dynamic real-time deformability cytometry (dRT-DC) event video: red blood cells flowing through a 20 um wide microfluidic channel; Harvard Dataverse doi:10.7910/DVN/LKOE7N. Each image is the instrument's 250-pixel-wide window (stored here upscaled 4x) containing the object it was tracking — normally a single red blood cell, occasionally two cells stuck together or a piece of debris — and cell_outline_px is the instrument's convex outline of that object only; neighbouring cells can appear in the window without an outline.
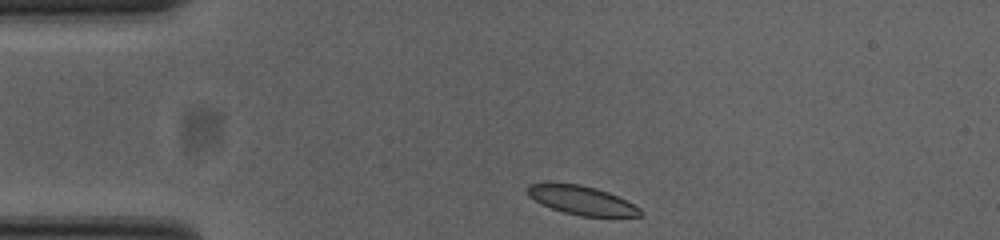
{"species": "common noctule bat (a hibernating species)", "species_latin": "Nyctalus noctula", "temperature_condition": "cold", "stored_images_in_passage": 34, "camera_frame_rate_fps": 3000, "um_per_image_px": 0.085, "animal": {"sex": "female", "body_mass_g": 23.0, "forearm_length_mm": 53.4}, "frame": {"image": 1, "passage_image": 1, "time_ms": 0.0, "image_size_px": [1000, 240], "cell_outline_px": [[644, 216], [580, 216], [564, 212], [552, 208], [528, 196], [528, 184], [580, 184], [596, 188], [608, 192], [640, 208], [644, 212]], "centroid_in_image_um": [49.5, 17.04], "position_along_channel_um": 35.5, "area_um2": 18.44}}
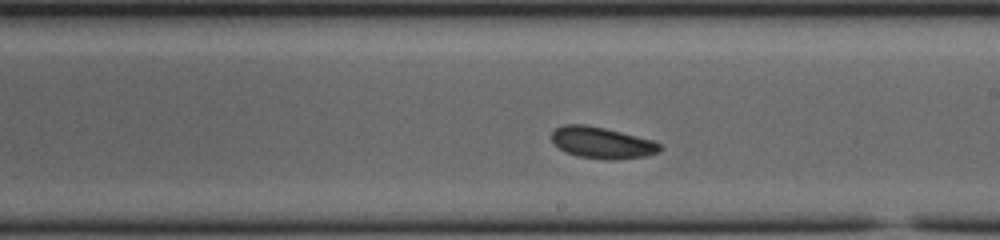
{"frame": {"image": 2, "passage_image": 20, "time_ms": 6.333, "image_size_px": [1000, 240], "cell_outline_px": [[664, 148], [660, 152], [644, 156], [612, 160], [608, 160], [576, 156], [564, 152], [552, 140], [552, 132], [556, 128], [564, 124], [584, 124], [604, 128], [652, 140], [664, 144]], "centroid_in_image_um": [51.2, 12.14], "position_along_channel_um": 237.8, "area_um2": 19.88}}
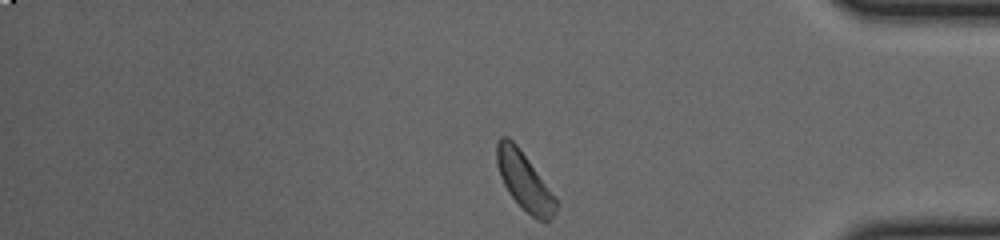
{"frame": {"image": 3, "passage_image": 34, "time_ms": 11.0, "image_size_px": [1000, 240], "cell_outline_px": [[560, 204], [556, 212], [548, 224], [536, 220], [508, 192], [500, 176], [496, 164], [496, 144], [500, 136], [508, 136], [516, 144], [556, 196]], "centroid_in_image_um": [44.61, 15.42], "position_along_channel_um": 390.6, "area_um2": 20.17}, "authors_computed_cell_mechanics": {"area_um2": 19.8254, "velocity_mm_per_s": 3.803, "shape_relaxation_time_tau1_ms": null, "shape_relaxation_time_tau2_ms": 3.1939, "deformation_change_tau1": null, "deformation_change_tau2": 0.0818}}